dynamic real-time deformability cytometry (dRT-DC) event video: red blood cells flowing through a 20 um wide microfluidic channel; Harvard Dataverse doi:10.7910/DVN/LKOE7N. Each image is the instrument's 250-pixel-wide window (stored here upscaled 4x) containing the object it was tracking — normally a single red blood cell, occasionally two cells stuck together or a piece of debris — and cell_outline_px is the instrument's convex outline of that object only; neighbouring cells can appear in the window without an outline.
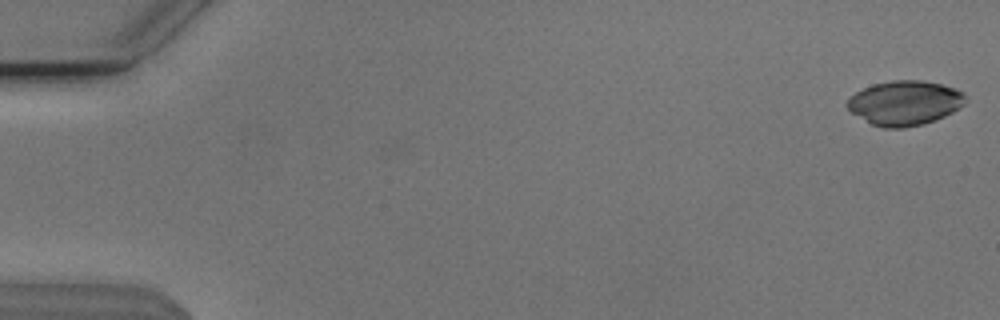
{"species": "Egyptian fruit bat (a non-hibernating species)", "species_latin": "Rousettus aegyptiacus", "temperature_condition": "cold", "stored_images_in_passage": 48, "camera_frame_rate_fps": 3000, "um_per_image_px": 0.085, "animal": {"sex": "male"}, "frame": {"image": 1, "passage_image": 1, "time_ms": 0.0, "image_size_px": [1000, 320], "cell_outline_px": [[968, 100], [960, 108], [944, 116], [920, 124], [904, 128], [884, 128], [872, 124], [852, 112], [844, 104], [856, 92], [872, 84], [892, 80], [920, 80], [940, 84], [956, 88], [964, 92]], "centroid_in_image_um": [76.93, 8.73], "position_along_channel_um": 8.1, "area_um2": 30.58}}
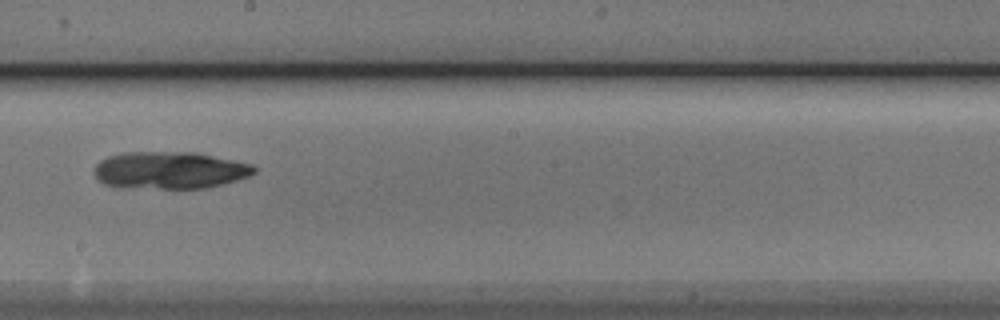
{"frame": {"image": 2, "passage_image": 31, "time_ms": 10.0, "image_size_px": [1000, 320], "cell_outline_px": [[256, 172], [248, 176], [236, 180], [208, 188], [160, 188], [104, 184], [96, 176], [96, 164], [100, 160], [108, 156], [120, 152], [196, 152], [252, 164], [256, 168]], "centroid_in_image_um": [14.48, 14.44], "position_along_channel_um": 233.7, "area_um2": 34.22}}
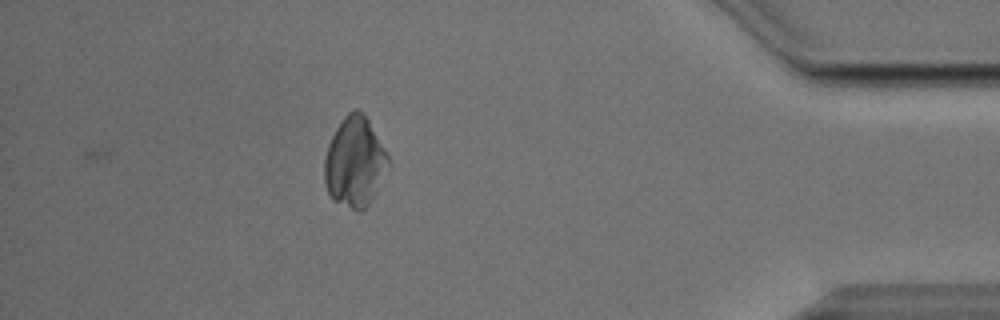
{"frame": {"image": 3, "passage_image": 48, "time_ms": 15.667, "image_size_px": [1000, 320], "cell_outline_px": [[392, 164], [376, 192], [368, 204], [360, 212], [356, 212], [332, 200], [324, 184], [324, 160], [328, 144], [336, 128], [344, 116], [352, 108], [360, 108], [364, 112], [384, 148]], "centroid_in_image_um": [30.16, 13.77], "position_along_channel_um": 405.0, "area_um2": 33.99}}